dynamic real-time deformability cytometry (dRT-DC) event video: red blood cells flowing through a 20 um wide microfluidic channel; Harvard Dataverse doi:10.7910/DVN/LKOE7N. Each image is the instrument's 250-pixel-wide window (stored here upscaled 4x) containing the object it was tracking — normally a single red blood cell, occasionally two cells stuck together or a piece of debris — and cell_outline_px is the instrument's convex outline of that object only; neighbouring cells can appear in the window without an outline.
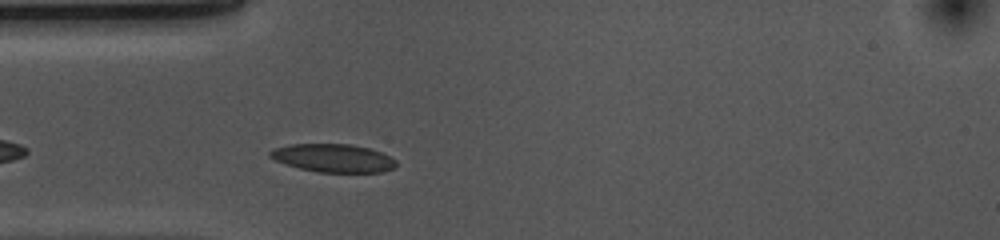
{"species": "common noctule bat (a hibernating species)", "species_latin": "Nyctalus noctula", "temperature_condition": "cold", "stored_images_in_passage": 28, "camera_frame_rate_fps": 3000, "um_per_image_px": 0.085, "animal": {"sex": "female", "body_mass_g": 10.0, "forearm_length_mm": 53.1}, "frame": {"image": 1, "passage_image": 4, "time_ms": 1.0, "image_size_px": [1000, 240], "cell_outline_px": [[396, 168], [380, 172], [320, 172], [300, 168], [276, 160], [268, 156], [268, 152], [276, 148], [288, 144], [348, 144], [368, 148], [380, 152], [396, 160]], "centroid_in_image_um": [28.33, 13.43], "position_along_channel_um": 56.7, "area_um2": 20.46}}
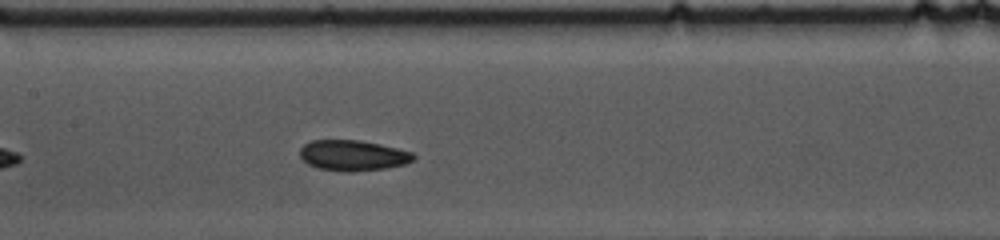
{"frame": {"image": 2, "passage_image": 14, "time_ms": 4.333, "image_size_px": [1000, 240], "cell_outline_px": [[416, 156], [412, 160], [404, 164], [384, 168], [352, 172], [344, 172], [320, 168], [308, 164], [300, 156], [300, 148], [304, 144], [312, 140], [360, 140], [380, 144], [412, 152]], "centroid_in_image_um": [29.98, 13.2], "position_along_channel_um": 177.4, "area_um2": 20.11}}
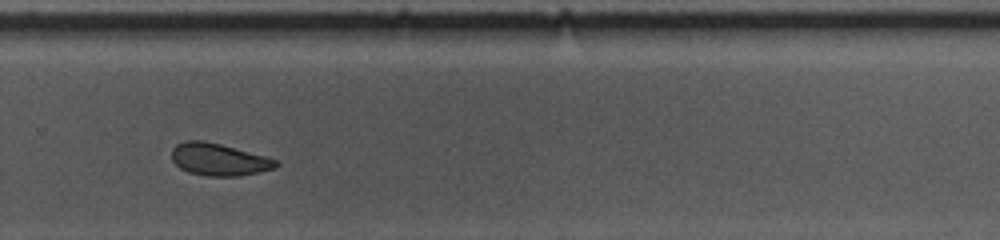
{"frame": {"image": 3, "passage_image": 25, "time_ms": 8.0, "image_size_px": [1000, 240], "cell_outline_px": [[280, 164], [276, 168], [240, 176], [204, 176], [188, 172], [180, 168], [172, 160], [172, 148], [176, 144], [188, 140], [204, 140], [220, 144], [264, 156], [276, 160]], "centroid_in_image_um": [18.58, 13.56], "position_along_channel_um": 311.2, "area_um2": 19.54}}